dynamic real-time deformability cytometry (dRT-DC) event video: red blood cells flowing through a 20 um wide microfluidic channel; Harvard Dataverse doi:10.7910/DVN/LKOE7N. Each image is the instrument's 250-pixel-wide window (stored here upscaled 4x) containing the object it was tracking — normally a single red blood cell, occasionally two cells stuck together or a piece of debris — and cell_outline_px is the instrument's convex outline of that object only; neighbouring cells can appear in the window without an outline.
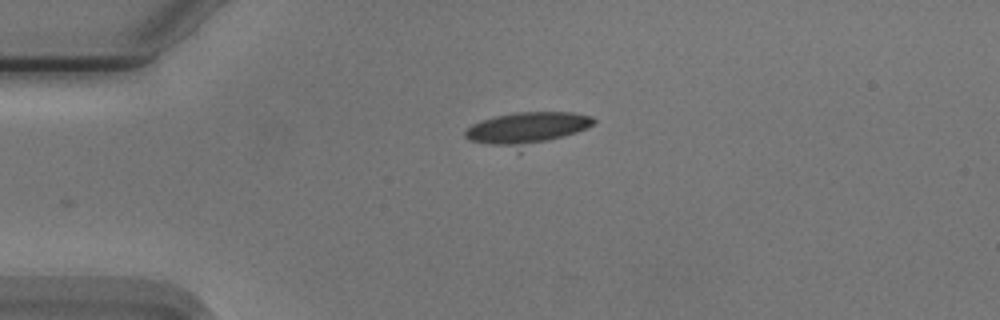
{"species": "Egyptian fruit bat (a non-hibernating species)", "species_latin": "Rousettus aegyptiacus", "temperature_condition": "cold", "stored_images_in_passage": 32, "camera_frame_rate_fps": 3000, "um_per_image_px": 0.085, "animal": {"sex": "male"}, "frame": {"image": 1, "passage_image": 1, "time_ms": 0.0, "image_size_px": [1000, 320], "cell_outline_px": [[596, 120], [592, 124], [576, 132], [520, 152], [516, 152], [472, 140], [464, 136], [464, 132], [472, 124], [480, 120], [496, 116], [516, 112], [572, 112], [592, 116]], "centroid_in_image_um": [44.76, 10.96], "position_along_channel_um": 40.2, "area_um2": 24.8}}
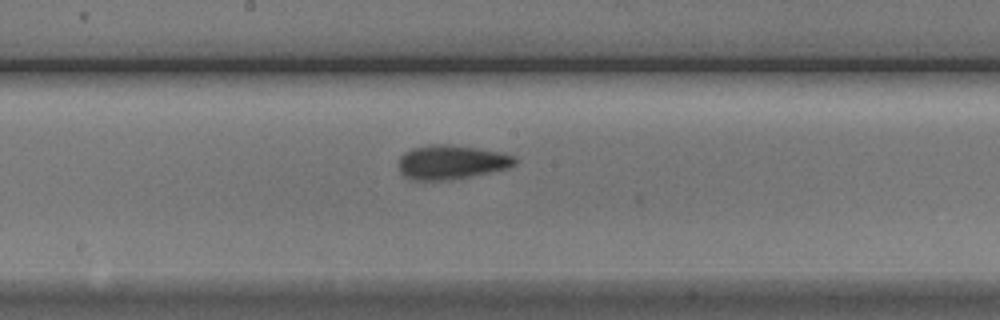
{"frame": {"image": 2, "passage_image": 17, "time_ms": 5.333, "image_size_px": [1000, 320], "cell_outline_px": [[516, 164], [508, 168], [468, 176], [444, 180], [416, 180], [404, 176], [400, 172], [400, 156], [404, 152], [412, 148], [428, 144], [444, 144], [476, 148], [500, 152], [512, 156], [516, 160]], "centroid_in_image_um": [38.33, 13.77], "position_along_channel_um": 209.9, "area_um2": 22.72}}
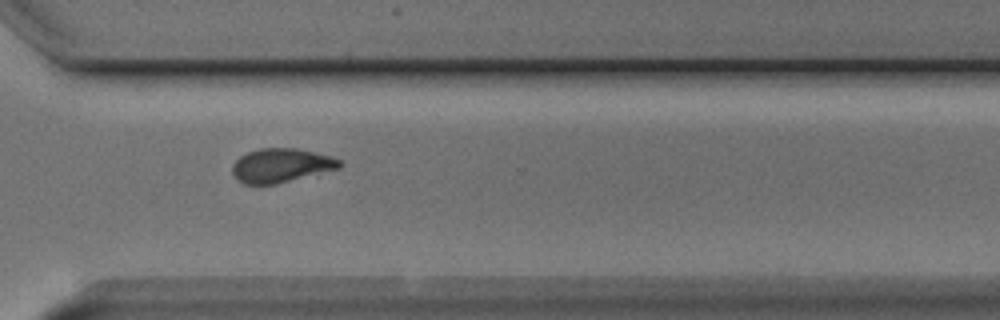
{"frame": {"image": 3, "passage_image": 28, "time_ms": 9.0, "image_size_px": [1000, 320], "cell_outline_px": [[344, 164], [340, 168], [276, 184], [244, 184], [236, 180], [232, 172], [232, 164], [240, 156], [248, 152], [260, 148], [296, 148], [332, 156], [340, 160]], "centroid_in_image_um": [23.89, 14.06], "position_along_channel_um": 346.7, "area_um2": 21.33}, "authors_computed_cell_mechanics": {"area_um2": 22.7443, "velocity_mm_per_s": 3.7424, "shape_relaxation_time_tau1_ms": 4.1484, "shape_relaxation_time_tau2_ms": 1.2168, "deformation_change_tau1": 0.1127, "deformation_change_tau2": 0.0678}}